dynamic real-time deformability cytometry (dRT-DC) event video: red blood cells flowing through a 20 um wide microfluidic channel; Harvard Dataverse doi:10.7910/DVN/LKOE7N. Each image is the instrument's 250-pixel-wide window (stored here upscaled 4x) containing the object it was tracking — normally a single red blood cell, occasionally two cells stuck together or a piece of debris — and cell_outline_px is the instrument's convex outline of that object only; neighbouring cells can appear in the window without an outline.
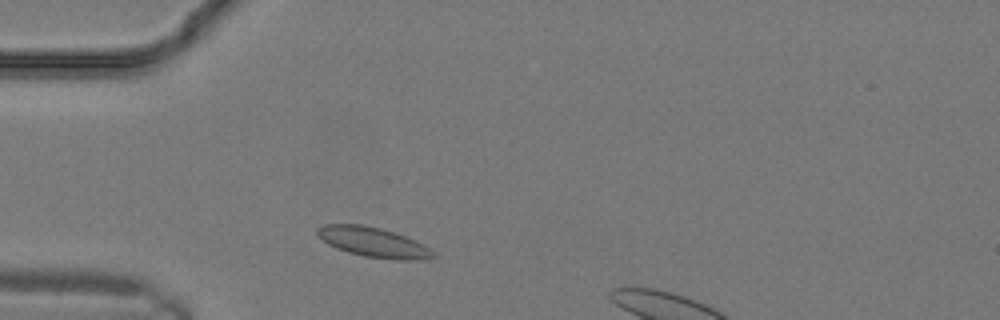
{"species": "common noctule bat (a hibernating species)", "species_latin": "Nyctalus noctula", "temperature_condition": "warm", "stored_images_in_passage": 5, "camera_frame_rate_fps": 3000, "um_per_image_px": 0.085, "animal": {"sex": "male", "body_mass_g": 19.2, "forearm_length_mm": 51.8}, "frame": {"image": 1, "passage_image": 2, "time_ms": 0.333, "image_size_px": [1000, 320], "cell_outline_px": [[436, 256], [420, 260], [392, 260], [364, 256], [348, 252], [336, 248], [328, 244], [316, 232], [316, 228], [324, 224], [364, 224], [380, 228], [416, 240], [428, 248]], "centroid_in_image_um": [31.71, 20.59], "position_along_channel_um": 53.3, "area_um2": 20.0}}
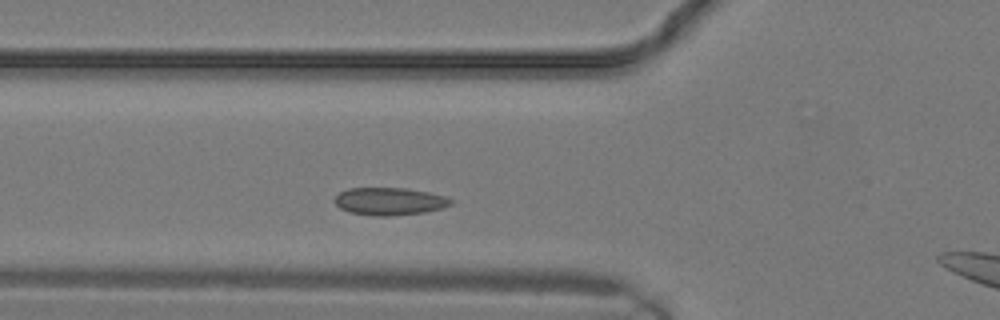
{"frame": {"image": 2, "passage_image": 4, "time_ms": 1.0, "image_size_px": [1000, 320], "cell_outline_px": [[452, 204], [444, 208], [424, 212], [388, 216], [372, 216], [348, 212], [340, 208], [332, 200], [340, 192], [348, 188], [404, 188], [428, 192], [444, 196], [452, 200]], "centroid_in_image_um": [33.08, 17.12], "position_along_channel_um": 92.7, "area_um2": 18.73}}